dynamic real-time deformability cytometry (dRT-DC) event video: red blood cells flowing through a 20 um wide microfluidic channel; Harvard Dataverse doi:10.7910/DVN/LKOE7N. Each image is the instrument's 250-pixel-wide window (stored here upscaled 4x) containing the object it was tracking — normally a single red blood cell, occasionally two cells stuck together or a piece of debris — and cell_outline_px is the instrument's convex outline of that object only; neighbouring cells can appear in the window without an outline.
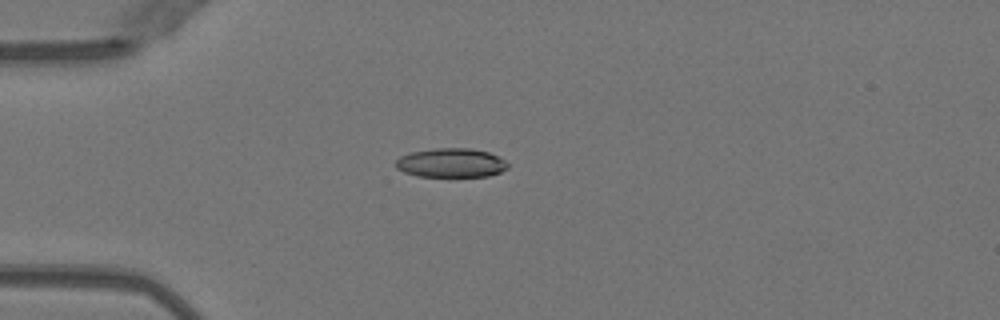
{"species": "Egyptian fruit bat (a non-hibernating species)", "species_latin": "Rousettus aegyptiacus", "temperature_condition": "warm", "stored_images_in_passage": 44, "camera_frame_rate_fps": 3000, "um_per_image_px": 0.085, "animal": {"sex": "female"}, "frame": {"image": 1, "passage_image": 7, "time_ms": 2.0, "image_size_px": [1000, 320], "cell_outline_px": [[508, 168], [500, 172], [488, 176], [416, 176], [404, 172], [396, 168], [396, 160], [400, 156], [408, 152], [436, 148], [468, 148], [488, 152], [504, 160], [508, 164]], "centroid_in_image_um": [38.3, 13.84], "position_along_channel_um": 46.7, "area_um2": 18.96}}
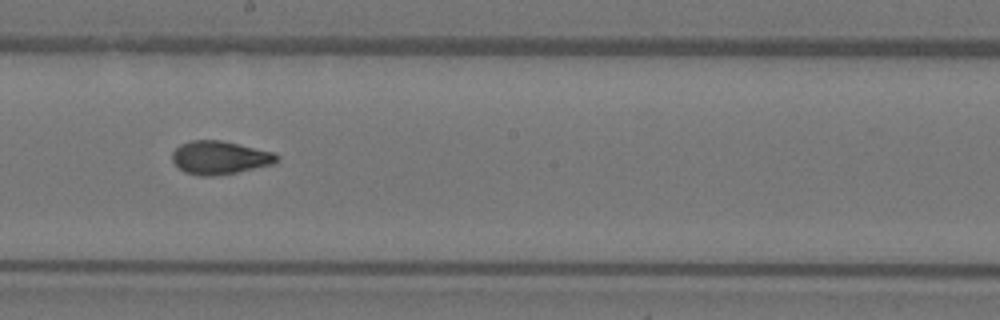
{"frame": {"image": 2, "passage_image": 22, "time_ms": 7.0, "image_size_px": [1000, 320], "cell_outline_px": [[280, 156], [272, 164], [236, 172], [212, 176], [200, 176], [184, 172], [172, 160], [172, 152], [180, 144], [192, 140], [220, 140], [276, 152]], "centroid_in_image_um": [18.67, 13.39], "position_along_channel_um": 229.5, "area_um2": 20.17}}
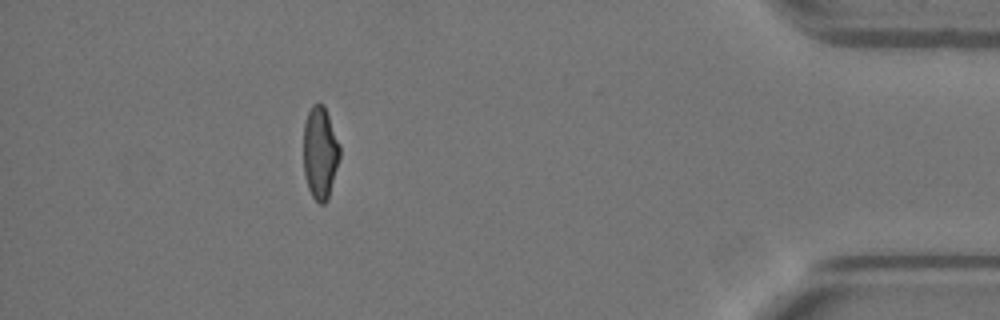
{"frame": {"image": 3, "passage_image": 39, "time_ms": 12.667, "image_size_px": [1000, 320], "cell_outline_px": [[340, 156], [328, 200], [324, 204], [320, 204], [312, 196], [308, 188], [304, 172], [304, 124], [308, 112], [312, 104], [324, 104], [340, 148]], "centroid_in_image_um": [27.2, 13.01], "position_along_channel_um": 408.0, "area_um2": 19.36}, "authors_computed_cell_mechanics": {"area_um2": 20.0277, "velocity_mm_per_s": 4.0399, "shape_relaxation_time_tau1_ms": 8.2989, "shape_relaxation_time_tau2_ms": 1.3884, "deformation_change_tau1": 0.259, "deformation_change_tau2": 0.071}}